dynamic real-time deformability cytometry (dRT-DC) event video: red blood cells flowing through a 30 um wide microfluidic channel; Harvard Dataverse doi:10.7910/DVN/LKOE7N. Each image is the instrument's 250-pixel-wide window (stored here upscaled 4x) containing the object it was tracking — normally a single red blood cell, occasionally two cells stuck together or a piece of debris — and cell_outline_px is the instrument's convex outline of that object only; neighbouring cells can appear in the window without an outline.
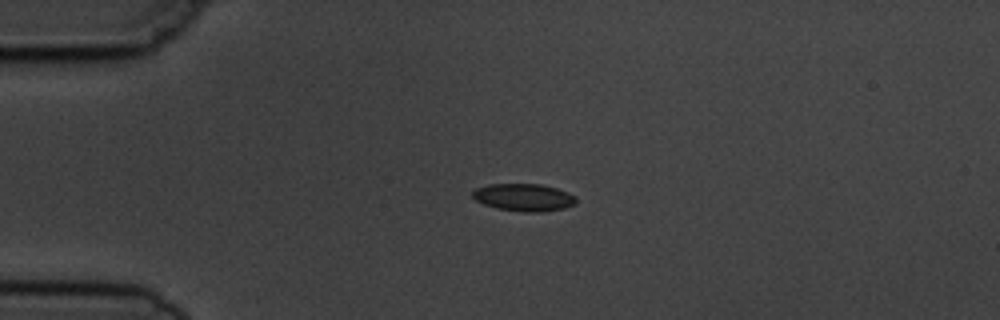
{"species": "common noctule bat (a hibernating species)", "species_latin": "Nyctalus noctula", "temperature_condition": "cold", "stored_images_in_passage": 4, "camera_frame_rate_fps": 3000, "um_per_image_px": 0.085, "animal": {"sex": "male", "body_mass_g": 19.5, "forearm_length_mm": 54.6}, "frame": {"image": 1, "passage_image": 3, "time_ms": 2.333, "image_size_px": [1000, 320], "cell_outline_px": [[576, 204], [564, 208], [544, 212], [524, 212], [496, 208], [484, 204], [476, 200], [472, 196], [472, 192], [476, 188], [488, 184], [540, 184], [556, 188], [568, 192], [576, 196]], "centroid_in_image_um": [44.54, 16.78], "position_along_channel_um": 40.5, "area_um2": 16.65}}